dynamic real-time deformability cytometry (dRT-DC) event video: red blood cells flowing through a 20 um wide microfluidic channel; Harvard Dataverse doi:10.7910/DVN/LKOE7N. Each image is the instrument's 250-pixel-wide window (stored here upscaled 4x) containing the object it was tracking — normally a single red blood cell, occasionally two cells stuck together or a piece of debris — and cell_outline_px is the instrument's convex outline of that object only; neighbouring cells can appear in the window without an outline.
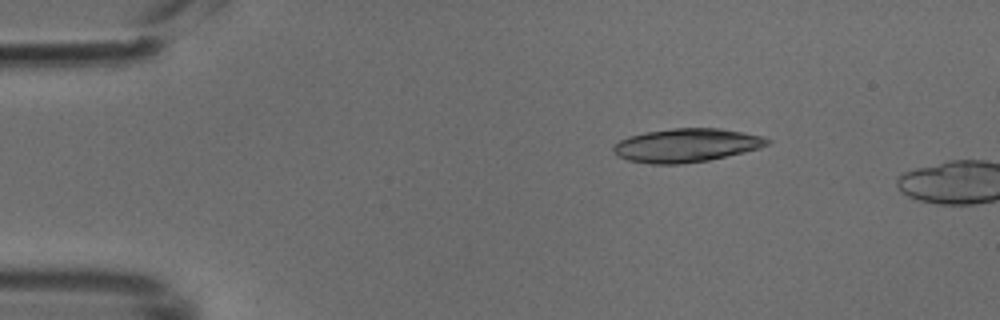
{"species": "common noctule bat (a hibernating species)", "species_latin": "Nyctalus noctula", "temperature_condition": "cold", "stored_images_in_passage": 4, "camera_frame_rate_fps": 3000, "um_per_image_px": 0.085, "animal": {"sex": "male", "body_mass_g": 18.8}, "frame": {"image": 1, "passage_image": 1, "time_ms": 0.0, "image_size_px": [1000, 320], "cell_outline_px": [[772, 140], [768, 144], [760, 148], [744, 152], [708, 160], [680, 164], [648, 164], [628, 160], [612, 152], [612, 148], [620, 140], [628, 136], [644, 132], [672, 128], [720, 128], [764, 136]], "centroid_in_image_um": [58.34, 12.34], "position_along_channel_um": 26.7, "area_um2": 30.17}}